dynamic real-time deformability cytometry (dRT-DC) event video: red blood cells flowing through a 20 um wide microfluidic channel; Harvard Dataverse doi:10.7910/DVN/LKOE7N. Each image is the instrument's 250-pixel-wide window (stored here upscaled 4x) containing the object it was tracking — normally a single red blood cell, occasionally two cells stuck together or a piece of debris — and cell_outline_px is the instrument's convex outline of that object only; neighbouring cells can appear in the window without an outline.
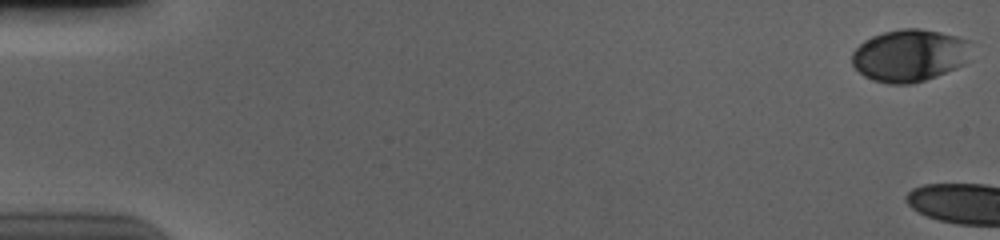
{"species": "human", "species_latin": "Homo sapiens", "temperature_condition": "cold", "stored_images_in_passage": 10, "camera_frame_rate_fps": 3000, "um_per_image_px": 0.085, "donor": {"sex": "male"}, "frame": {"image": 1, "passage_image": 1, "time_ms": 0.0, "image_size_px": [1000, 240], "cell_outline_px": [[972, 40], [964, 64], [956, 68], [936, 76], [912, 84], [888, 84], [872, 80], [864, 76], [852, 64], [852, 52], [864, 40], [872, 36], [884, 32], [900, 28], [920, 28], [940, 32]], "centroid_in_image_um": [77.3, 4.71], "position_along_channel_um": 7.7, "area_um2": 36.41}}